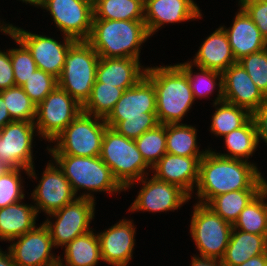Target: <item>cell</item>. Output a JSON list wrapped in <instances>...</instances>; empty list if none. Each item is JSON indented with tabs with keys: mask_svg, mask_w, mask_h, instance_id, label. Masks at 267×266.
Segmentation results:
<instances>
[{
	"mask_svg": "<svg viewBox=\"0 0 267 266\" xmlns=\"http://www.w3.org/2000/svg\"><path fill=\"white\" fill-rule=\"evenodd\" d=\"M200 160L196 196L206 205L213 197L238 190H263L264 178L250 161L225 158L209 150Z\"/></svg>",
	"mask_w": 267,
	"mask_h": 266,
	"instance_id": "6da1fadb",
	"label": "cell"
},
{
	"mask_svg": "<svg viewBox=\"0 0 267 266\" xmlns=\"http://www.w3.org/2000/svg\"><path fill=\"white\" fill-rule=\"evenodd\" d=\"M146 77L156 90L159 124H178L194 103L186 73L177 65L146 67Z\"/></svg>",
	"mask_w": 267,
	"mask_h": 266,
	"instance_id": "7a4b0ae2",
	"label": "cell"
},
{
	"mask_svg": "<svg viewBox=\"0 0 267 266\" xmlns=\"http://www.w3.org/2000/svg\"><path fill=\"white\" fill-rule=\"evenodd\" d=\"M149 37L144 20L93 19L87 42L99 57L139 60L140 47Z\"/></svg>",
	"mask_w": 267,
	"mask_h": 266,
	"instance_id": "3957f363",
	"label": "cell"
},
{
	"mask_svg": "<svg viewBox=\"0 0 267 266\" xmlns=\"http://www.w3.org/2000/svg\"><path fill=\"white\" fill-rule=\"evenodd\" d=\"M52 160L62 170L70 182L74 194L80 189L89 192L83 193L78 198L95 200L92 192H116L126 191L112 174L111 169L102 161L100 156L83 157L71 155H50ZM54 159V160H53Z\"/></svg>",
	"mask_w": 267,
	"mask_h": 266,
	"instance_id": "277c9868",
	"label": "cell"
},
{
	"mask_svg": "<svg viewBox=\"0 0 267 266\" xmlns=\"http://www.w3.org/2000/svg\"><path fill=\"white\" fill-rule=\"evenodd\" d=\"M100 158L125 190L131 188L137 180L149 175V168L151 170L137 149L135 141L111 127L105 130Z\"/></svg>",
	"mask_w": 267,
	"mask_h": 266,
	"instance_id": "5b68a950",
	"label": "cell"
},
{
	"mask_svg": "<svg viewBox=\"0 0 267 266\" xmlns=\"http://www.w3.org/2000/svg\"><path fill=\"white\" fill-rule=\"evenodd\" d=\"M105 119L83 111L47 147L51 155L83 157L100 156L102 140L107 128ZM52 147V148H51Z\"/></svg>",
	"mask_w": 267,
	"mask_h": 266,
	"instance_id": "8992f818",
	"label": "cell"
},
{
	"mask_svg": "<svg viewBox=\"0 0 267 266\" xmlns=\"http://www.w3.org/2000/svg\"><path fill=\"white\" fill-rule=\"evenodd\" d=\"M99 59L87 41H76L66 55L58 86L82 106L90 98Z\"/></svg>",
	"mask_w": 267,
	"mask_h": 266,
	"instance_id": "52a82bcc",
	"label": "cell"
},
{
	"mask_svg": "<svg viewBox=\"0 0 267 266\" xmlns=\"http://www.w3.org/2000/svg\"><path fill=\"white\" fill-rule=\"evenodd\" d=\"M233 226L208 206L196 203L190 221L192 239L200 257L221 260L230 241Z\"/></svg>",
	"mask_w": 267,
	"mask_h": 266,
	"instance_id": "ba28073f",
	"label": "cell"
},
{
	"mask_svg": "<svg viewBox=\"0 0 267 266\" xmlns=\"http://www.w3.org/2000/svg\"><path fill=\"white\" fill-rule=\"evenodd\" d=\"M82 111V105L57 86L36 107L39 137L52 142Z\"/></svg>",
	"mask_w": 267,
	"mask_h": 266,
	"instance_id": "9c48e42d",
	"label": "cell"
},
{
	"mask_svg": "<svg viewBox=\"0 0 267 266\" xmlns=\"http://www.w3.org/2000/svg\"><path fill=\"white\" fill-rule=\"evenodd\" d=\"M95 205V200L77 197L73 202L48 215L50 220L47 218L43 223L50 231L55 248L64 247L76 237L91 231L89 224L95 216ZM51 218H55V222H52Z\"/></svg>",
	"mask_w": 267,
	"mask_h": 266,
	"instance_id": "30bf717a",
	"label": "cell"
},
{
	"mask_svg": "<svg viewBox=\"0 0 267 266\" xmlns=\"http://www.w3.org/2000/svg\"><path fill=\"white\" fill-rule=\"evenodd\" d=\"M38 7L49 11L63 36L87 41L92 30L93 0H38Z\"/></svg>",
	"mask_w": 267,
	"mask_h": 266,
	"instance_id": "8fae6325",
	"label": "cell"
},
{
	"mask_svg": "<svg viewBox=\"0 0 267 266\" xmlns=\"http://www.w3.org/2000/svg\"><path fill=\"white\" fill-rule=\"evenodd\" d=\"M34 122L12 121L0 130V161L11 168L29 170L28 176L37 178L33 161Z\"/></svg>",
	"mask_w": 267,
	"mask_h": 266,
	"instance_id": "7c38bea8",
	"label": "cell"
},
{
	"mask_svg": "<svg viewBox=\"0 0 267 266\" xmlns=\"http://www.w3.org/2000/svg\"><path fill=\"white\" fill-rule=\"evenodd\" d=\"M11 33L30 51L38 69L59 78L69 48L76 40L64 36L63 43L49 36L38 35L12 25Z\"/></svg>",
	"mask_w": 267,
	"mask_h": 266,
	"instance_id": "4fadbf2b",
	"label": "cell"
},
{
	"mask_svg": "<svg viewBox=\"0 0 267 266\" xmlns=\"http://www.w3.org/2000/svg\"><path fill=\"white\" fill-rule=\"evenodd\" d=\"M10 242L8 250L16 266H58L59 256L51 253L55 246L44 223Z\"/></svg>",
	"mask_w": 267,
	"mask_h": 266,
	"instance_id": "5bb4252c",
	"label": "cell"
},
{
	"mask_svg": "<svg viewBox=\"0 0 267 266\" xmlns=\"http://www.w3.org/2000/svg\"><path fill=\"white\" fill-rule=\"evenodd\" d=\"M137 181L138 183L142 182L143 186L128 209L130 212H174L191 198L180 187L158 180L153 175L151 179L148 178V175H145Z\"/></svg>",
	"mask_w": 267,
	"mask_h": 266,
	"instance_id": "9a60e30c",
	"label": "cell"
},
{
	"mask_svg": "<svg viewBox=\"0 0 267 266\" xmlns=\"http://www.w3.org/2000/svg\"><path fill=\"white\" fill-rule=\"evenodd\" d=\"M41 180L31 193L37 215L41 210L49 215L73 202L74 194L70 182L54 162L47 163Z\"/></svg>",
	"mask_w": 267,
	"mask_h": 266,
	"instance_id": "2e32d148",
	"label": "cell"
},
{
	"mask_svg": "<svg viewBox=\"0 0 267 266\" xmlns=\"http://www.w3.org/2000/svg\"><path fill=\"white\" fill-rule=\"evenodd\" d=\"M146 112H156V90L153 83L144 76L136 85L124 91L105 118V123L114 128L127 118L146 117Z\"/></svg>",
	"mask_w": 267,
	"mask_h": 266,
	"instance_id": "e0dca14e",
	"label": "cell"
},
{
	"mask_svg": "<svg viewBox=\"0 0 267 266\" xmlns=\"http://www.w3.org/2000/svg\"><path fill=\"white\" fill-rule=\"evenodd\" d=\"M133 220L121 219L98 233L102 261L111 266H127L135 249L136 227Z\"/></svg>",
	"mask_w": 267,
	"mask_h": 266,
	"instance_id": "ac0fdd59",
	"label": "cell"
},
{
	"mask_svg": "<svg viewBox=\"0 0 267 266\" xmlns=\"http://www.w3.org/2000/svg\"><path fill=\"white\" fill-rule=\"evenodd\" d=\"M194 0H144V22L150 36L169 23L196 20L202 17Z\"/></svg>",
	"mask_w": 267,
	"mask_h": 266,
	"instance_id": "d6986e66",
	"label": "cell"
},
{
	"mask_svg": "<svg viewBox=\"0 0 267 266\" xmlns=\"http://www.w3.org/2000/svg\"><path fill=\"white\" fill-rule=\"evenodd\" d=\"M202 158L166 153L151 167V171L154 172L153 176L158 180L174 184L192 197L198 182L199 165Z\"/></svg>",
	"mask_w": 267,
	"mask_h": 266,
	"instance_id": "ffe728a7",
	"label": "cell"
},
{
	"mask_svg": "<svg viewBox=\"0 0 267 266\" xmlns=\"http://www.w3.org/2000/svg\"><path fill=\"white\" fill-rule=\"evenodd\" d=\"M222 77L224 101L245 108L252 114L264 100L263 92L238 62L226 69Z\"/></svg>",
	"mask_w": 267,
	"mask_h": 266,
	"instance_id": "44dd1931",
	"label": "cell"
},
{
	"mask_svg": "<svg viewBox=\"0 0 267 266\" xmlns=\"http://www.w3.org/2000/svg\"><path fill=\"white\" fill-rule=\"evenodd\" d=\"M146 70L138 59L100 57L96 80L126 90L136 85L146 75Z\"/></svg>",
	"mask_w": 267,
	"mask_h": 266,
	"instance_id": "7402d4cb",
	"label": "cell"
},
{
	"mask_svg": "<svg viewBox=\"0 0 267 266\" xmlns=\"http://www.w3.org/2000/svg\"><path fill=\"white\" fill-rule=\"evenodd\" d=\"M239 9L232 26L229 28L222 26L228 36L236 61L267 48V41L261 35L256 24L241 7Z\"/></svg>",
	"mask_w": 267,
	"mask_h": 266,
	"instance_id": "603a6c76",
	"label": "cell"
},
{
	"mask_svg": "<svg viewBox=\"0 0 267 266\" xmlns=\"http://www.w3.org/2000/svg\"><path fill=\"white\" fill-rule=\"evenodd\" d=\"M195 55L193 61H189L194 67L216 70L221 73L237 63L228 36L222 26L203 41Z\"/></svg>",
	"mask_w": 267,
	"mask_h": 266,
	"instance_id": "cb8c5ba5",
	"label": "cell"
},
{
	"mask_svg": "<svg viewBox=\"0 0 267 266\" xmlns=\"http://www.w3.org/2000/svg\"><path fill=\"white\" fill-rule=\"evenodd\" d=\"M37 212L33 204H24L22 200L0 208V241L10 242L36 225Z\"/></svg>",
	"mask_w": 267,
	"mask_h": 266,
	"instance_id": "d4e9b609",
	"label": "cell"
},
{
	"mask_svg": "<svg viewBox=\"0 0 267 266\" xmlns=\"http://www.w3.org/2000/svg\"><path fill=\"white\" fill-rule=\"evenodd\" d=\"M266 252L267 235L252 234L233 228L221 262L223 266H237Z\"/></svg>",
	"mask_w": 267,
	"mask_h": 266,
	"instance_id": "484cf974",
	"label": "cell"
},
{
	"mask_svg": "<svg viewBox=\"0 0 267 266\" xmlns=\"http://www.w3.org/2000/svg\"><path fill=\"white\" fill-rule=\"evenodd\" d=\"M64 260L59 255L58 266H96L102 260L100 241L93 229L64 247Z\"/></svg>",
	"mask_w": 267,
	"mask_h": 266,
	"instance_id": "4316f807",
	"label": "cell"
},
{
	"mask_svg": "<svg viewBox=\"0 0 267 266\" xmlns=\"http://www.w3.org/2000/svg\"><path fill=\"white\" fill-rule=\"evenodd\" d=\"M197 129L183 123L166 124V152L186 157H204L207 150H199Z\"/></svg>",
	"mask_w": 267,
	"mask_h": 266,
	"instance_id": "83f0119b",
	"label": "cell"
},
{
	"mask_svg": "<svg viewBox=\"0 0 267 266\" xmlns=\"http://www.w3.org/2000/svg\"><path fill=\"white\" fill-rule=\"evenodd\" d=\"M223 138L228 153H215L225 158L249 161V157L253 155L259 145L257 128L253 118L244 126L231 131Z\"/></svg>",
	"mask_w": 267,
	"mask_h": 266,
	"instance_id": "f1b7e54d",
	"label": "cell"
},
{
	"mask_svg": "<svg viewBox=\"0 0 267 266\" xmlns=\"http://www.w3.org/2000/svg\"><path fill=\"white\" fill-rule=\"evenodd\" d=\"M177 65L187 75L194 100H196V98H208V96L213 93L214 89H216V86H218L217 97L212 101H214L213 103L223 101V77L221 72L197 67L196 69H199L200 72H196V74L194 72L193 74L194 70L192 68L194 65L191 62L178 63Z\"/></svg>",
	"mask_w": 267,
	"mask_h": 266,
	"instance_id": "f546056e",
	"label": "cell"
},
{
	"mask_svg": "<svg viewBox=\"0 0 267 266\" xmlns=\"http://www.w3.org/2000/svg\"><path fill=\"white\" fill-rule=\"evenodd\" d=\"M265 188L241 211L232 225L234 229L244 232L267 235V181Z\"/></svg>",
	"mask_w": 267,
	"mask_h": 266,
	"instance_id": "4dcf8cb0",
	"label": "cell"
},
{
	"mask_svg": "<svg viewBox=\"0 0 267 266\" xmlns=\"http://www.w3.org/2000/svg\"><path fill=\"white\" fill-rule=\"evenodd\" d=\"M93 19L144 20V0H93Z\"/></svg>",
	"mask_w": 267,
	"mask_h": 266,
	"instance_id": "1f68e13d",
	"label": "cell"
},
{
	"mask_svg": "<svg viewBox=\"0 0 267 266\" xmlns=\"http://www.w3.org/2000/svg\"><path fill=\"white\" fill-rule=\"evenodd\" d=\"M213 106L216 111L212 116L209 131L217 137L225 136L231 131L241 128L252 118V114L245 108L224 100L213 103Z\"/></svg>",
	"mask_w": 267,
	"mask_h": 266,
	"instance_id": "d6a6232c",
	"label": "cell"
},
{
	"mask_svg": "<svg viewBox=\"0 0 267 266\" xmlns=\"http://www.w3.org/2000/svg\"><path fill=\"white\" fill-rule=\"evenodd\" d=\"M262 190H238L213 197L207 204L214 213L232 225L238 219L241 211Z\"/></svg>",
	"mask_w": 267,
	"mask_h": 266,
	"instance_id": "836d02e7",
	"label": "cell"
},
{
	"mask_svg": "<svg viewBox=\"0 0 267 266\" xmlns=\"http://www.w3.org/2000/svg\"><path fill=\"white\" fill-rule=\"evenodd\" d=\"M124 89L105 85L95 81L90 98L82 106V111L101 118H106L122 97Z\"/></svg>",
	"mask_w": 267,
	"mask_h": 266,
	"instance_id": "e575fe53",
	"label": "cell"
},
{
	"mask_svg": "<svg viewBox=\"0 0 267 266\" xmlns=\"http://www.w3.org/2000/svg\"><path fill=\"white\" fill-rule=\"evenodd\" d=\"M5 106L13 121L34 122L37 105L29 98L20 86H13L0 91Z\"/></svg>",
	"mask_w": 267,
	"mask_h": 266,
	"instance_id": "d590c367",
	"label": "cell"
},
{
	"mask_svg": "<svg viewBox=\"0 0 267 266\" xmlns=\"http://www.w3.org/2000/svg\"><path fill=\"white\" fill-rule=\"evenodd\" d=\"M145 162L154 166L166 152V124H158L134 140Z\"/></svg>",
	"mask_w": 267,
	"mask_h": 266,
	"instance_id": "8d00e7d4",
	"label": "cell"
},
{
	"mask_svg": "<svg viewBox=\"0 0 267 266\" xmlns=\"http://www.w3.org/2000/svg\"><path fill=\"white\" fill-rule=\"evenodd\" d=\"M9 36L19 45V48L10 49V58L16 86L21 87L37 69V65L27 47L12 33Z\"/></svg>",
	"mask_w": 267,
	"mask_h": 266,
	"instance_id": "74e56055",
	"label": "cell"
},
{
	"mask_svg": "<svg viewBox=\"0 0 267 266\" xmlns=\"http://www.w3.org/2000/svg\"><path fill=\"white\" fill-rule=\"evenodd\" d=\"M28 175L29 170L22 168H11L8 172L0 176V208L17 203L24 199L23 180L21 171Z\"/></svg>",
	"mask_w": 267,
	"mask_h": 266,
	"instance_id": "f35d334b",
	"label": "cell"
},
{
	"mask_svg": "<svg viewBox=\"0 0 267 266\" xmlns=\"http://www.w3.org/2000/svg\"><path fill=\"white\" fill-rule=\"evenodd\" d=\"M57 86V78L37 68L21 87L29 98L38 105Z\"/></svg>",
	"mask_w": 267,
	"mask_h": 266,
	"instance_id": "ab89813d",
	"label": "cell"
},
{
	"mask_svg": "<svg viewBox=\"0 0 267 266\" xmlns=\"http://www.w3.org/2000/svg\"><path fill=\"white\" fill-rule=\"evenodd\" d=\"M237 62L263 94L267 95V48L244 56Z\"/></svg>",
	"mask_w": 267,
	"mask_h": 266,
	"instance_id": "60d3db41",
	"label": "cell"
},
{
	"mask_svg": "<svg viewBox=\"0 0 267 266\" xmlns=\"http://www.w3.org/2000/svg\"><path fill=\"white\" fill-rule=\"evenodd\" d=\"M158 124L156 112H146V117L127 118L120 121L113 129L126 138L135 140Z\"/></svg>",
	"mask_w": 267,
	"mask_h": 266,
	"instance_id": "b9f144b4",
	"label": "cell"
},
{
	"mask_svg": "<svg viewBox=\"0 0 267 266\" xmlns=\"http://www.w3.org/2000/svg\"><path fill=\"white\" fill-rule=\"evenodd\" d=\"M239 5L256 24L267 41V0L239 1Z\"/></svg>",
	"mask_w": 267,
	"mask_h": 266,
	"instance_id": "7bdbcfd3",
	"label": "cell"
},
{
	"mask_svg": "<svg viewBox=\"0 0 267 266\" xmlns=\"http://www.w3.org/2000/svg\"><path fill=\"white\" fill-rule=\"evenodd\" d=\"M13 86H16V82L10 58V49L7 52L0 50V91Z\"/></svg>",
	"mask_w": 267,
	"mask_h": 266,
	"instance_id": "ee69618b",
	"label": "cell"
},
{
	"mask_svg": "<svg viewBox=\"0 0 267 266\" xmlns=\"http://www.w3.org/2000/svg\"><path fill=\"white\" fill-rule=\"evenodd\" d=\"M257 128L258 142L263 140L267 145V95L260 103L259 107L252 113Z\"/></svg>",
	"mask_w": 267,
	"mask_h": 266,
	"instance_id": "f6af8a7d",
	"label": "cell"
},
{
	"mask_svg": "<svg viewBox=\"0 0 267 266\" xmlns=\"http://www.w3.org/2000/svg\"><path fill=\"white\" fill-rule=\"evenodd\" d=\"M191 266H223L221 260L215 258L199 257L195 254L192 257Z\"/></svg>",
	"mask_w": 267,
	"mask_h": 266,
	"instance_id": "bcb514c9",
	"label": "cell"
},
{
	"mask_svg": "<svg viewBox=\"0 0 267 266\" xmlns=\"http://www.w3.org/2000/svg\"><path fill=\"white\" fill-rule=\"evenodd\" d=\"M237 266H267V252L251 257L244 263Z\"/></svg>",
	"mask_w": 267,
	"mask_h": 266,
	"instance_id": "7dc6e473",
	"label": "cell"
},
{
	"mask_svg": "<svg viewBox=\"0 0 267 266\" xmlns=\"http://www.w3.org/2000/svg\"><path fill=\"white\" fill-rule=\"evenodd\" d=\"M8 110L5 106L3 97L0 95V130L8 123L12 122Z\"/></svg>",
	"mask_w": 267,
	"mask_h": 266,
	"instance_id": "c3c4849f",
	"label": "cell"
},
{
	"mask_svg": "<svg viewBox=\"0 0 267 266\" xmlns=\"http://www.w3.org/2000/svg\"><path fill=\"white\" fill-rule=\"evenodd\" d=\"M2 251L0 248V266H16L12 257L11 252L8 250Z\"/></svg>",
	"mask_w": 267,
	"mask_h": 266,
	"instance_id": "681fc988",
	"label": "cell"
},
{
	"mask_svg": "<svg viewBox=\"0 0 267 266\" xmlns=\"http://www.w3.org/2000/svg\"><path fill=\"white\" fill-rule=\"evenodd\" d=\"M12 30V24H6L4 21L1 23L0 21V31L5 33V35H9Z\"/></svg>",
	"mask_w": 267,
	"mask_h": 266,
	"instance_id": "f907efd6",
	"label": "cell"
},
{
	"mask_svg": "<svg viewBox=\"0 0 267 266\" xmlns=\"http://www.w3.org/2000/svg\"><path fill=\"white\" fill-rule=\"evenodd\" d=\"M10 169H11L10 166H8L3 161H0V176H2L3 174H5L6 172H8Z\"/></svg>",
	"mask_w": 267,
	"mask_h": 266,
	"instance_id": "816d5d0a",
	"label": "cell"
},
{
	"mask_svg": "<svg viewBox=\"0 0 267 266\" xmlns=\"http://www.w3.org/2000/svg\"><path fill=\"white\" fill-rule=\"evenodd\" d=\"M22 1L23 3L25 2L26 4L29 3L30 5H34L35 7H37V3H38V0H20Z\"/></svg>",
	"mask_w": 267,
	"mask_h": 266,
	"instance_id": "f5cc1de1",
	"label": "cell"
},
{
	"mask_svg": "<svg viewBox=\"0 0 267 266\" xmlns=\"http://www.w3.org/2000/svg\"><path fill=\"white\" fill-rule=\"evenodd\" d=\"M239 1H257V0H239Z\"/></svg>",
	"mask_w": 267,
	"mask_h": 266,
	"instance_id": "db71d44e",
	"label": "cell"
}]
</instances>
